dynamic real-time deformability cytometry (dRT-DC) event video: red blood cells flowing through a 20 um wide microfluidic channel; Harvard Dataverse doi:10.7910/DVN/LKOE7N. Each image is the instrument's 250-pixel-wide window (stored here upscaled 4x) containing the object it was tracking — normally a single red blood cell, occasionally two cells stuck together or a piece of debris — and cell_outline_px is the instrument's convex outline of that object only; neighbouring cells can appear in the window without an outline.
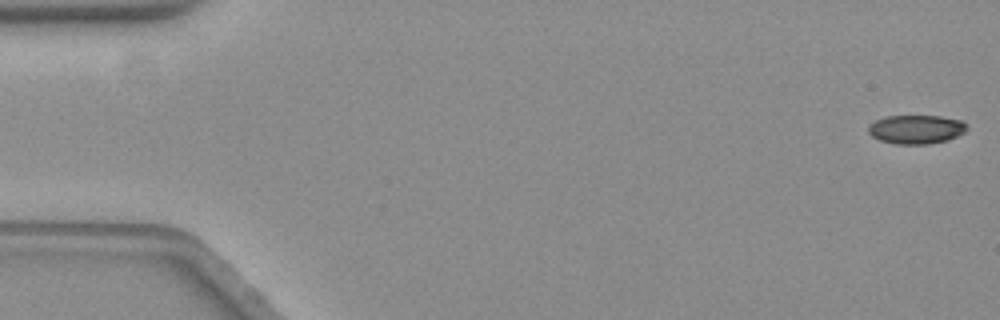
{"species": "common noctule bat (a hibernating species)", "species_latin": "Nyctalus noctula", "temperature_condition": "warm", "stored_images_in_passage": 59, "camera_frame_rate_fps": 3000, "um_per_image_px": 0.085, "animal": {"sex": "female", "body_mass_g": 19.3, "forearm_length_mm": 54.1}, "frame": {"image": 1, "passage_image": 1, "time_ms": 0.0, "image_size_px": [1000, 320], "cell_outline_px": [[968, 128], [964, 132], [948, 140], [928, 144], [896, 144], [880, 140], [872, 136], [868, 132], [868, 124], [884, 116], [940, 116], [960, 120]], "centroid_in_image_um": [77.84, 10.99], "position_along_channel_um": 7.2, "area_um2": 16.53}}
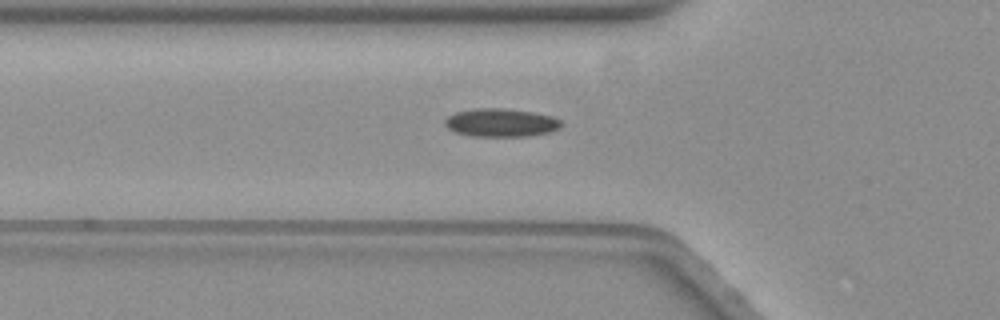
{"frame": {"image": 2, "passage_image": 20, "time_ms": 6.333, "image_size_px": [1000, 320], "cell_outline_px": [[560, 128], [552, 132], [532, 136], [472, 136], [456, 132], [448, 128], [444, 124], [444, 120], [448, 116], [456, 112], [472, 108], [504, 108], [532, 112], [552, 116], [560, 120]], "centroid_in_image_um": [42.58, 10.42], "position_along_channel_um": 83.2, "area_um2": 19.25}}
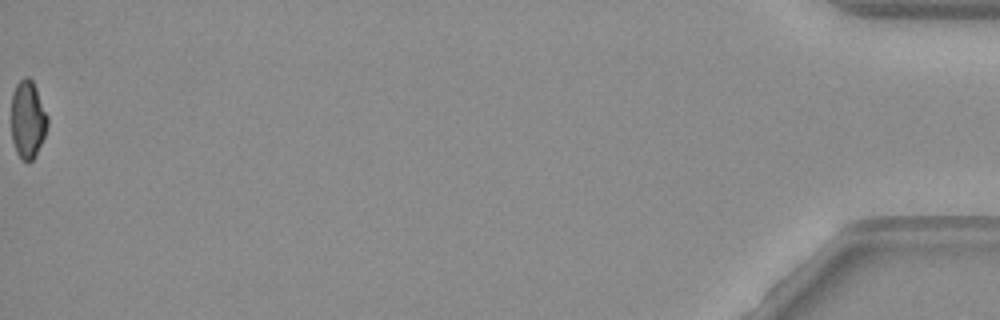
{"frame": {"image": 3, "passage_image": 59, "time_ms": 19.333, "image_size_px": [1000, 320], "cell_outline_px": [[48, 124], [44, 136], [36, 156], [28, 164], [16, 152], [12, 140], [12, 92], [16, 84], [24, 76], [28, 76], [32, 80], [36, 88], [48, 116]], "centroid_in_image_um": [2.36, 10.15], "position_along_channel_um": 432.8, "area_um2": 16.47}, "authors_computed_cell_mechanics": {"area_um2": 17.918, "velocity_mm_per_s": 3.5216, "shape_relaxation_time_tau1_ms": null, "shape_relaxation_time_tau2_ms": 3.0803, "deformation_change_tau1": null, "deformation_change_tau2": 0.0791}}